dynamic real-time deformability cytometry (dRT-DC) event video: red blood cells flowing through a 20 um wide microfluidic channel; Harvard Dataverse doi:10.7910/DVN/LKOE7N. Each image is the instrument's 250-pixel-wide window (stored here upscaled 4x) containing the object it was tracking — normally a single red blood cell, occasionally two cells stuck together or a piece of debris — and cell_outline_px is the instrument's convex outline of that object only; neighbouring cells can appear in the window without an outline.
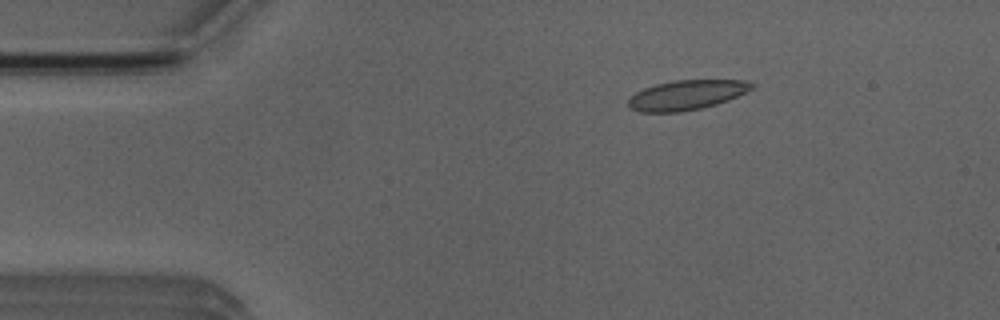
{"species": "Egyptian fruit bat (a non-hibernating species)", "species_latin": "Rousettus aegyptiacus", "temperature_condition": "room temperature", "stored_images_in_passage": 5, "camera_frame_rate_fps": 3000, "um_per_image_px": 0.085, "animal": {"sex": "male"}, "frame": {"image": 1, "passage_image": 1, "time_ms": 0.0, "image_size_px": [1000, 320], "cell_outline_px": [[756, 84], [752, 88], [728, 100], [716, 104], [700, 108], [680, 112], [640, 112], [632, 108], [628, 104], [628, 100], [636, 92], [644, 88], [656, 84], [672, 80], [744, 80]], "centroid_in_image_um": [58.35, 8.07], "position_along_channel_um": 26.6, "area_um2": 21.15}}
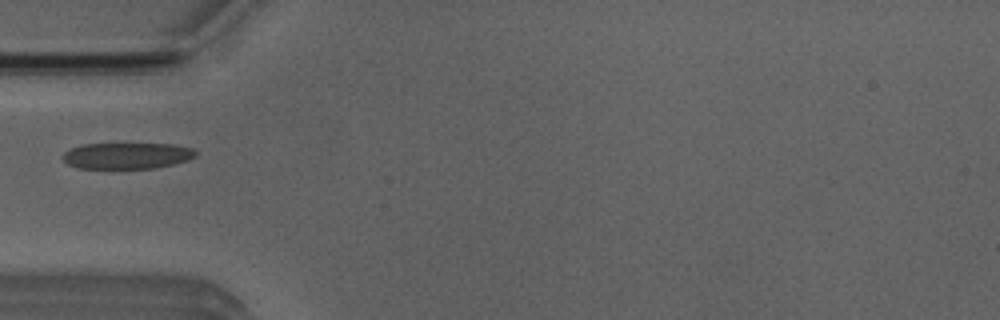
{"frame": {"image": 2, "passage_image": 3, "time_ms": 2.667, "image_size_px": [1000, 320], "cell_outline_px": [[196, 156], [188, 160], [156, 168], [76, 168], [68, 164], [60, 156], [68, 148], [80, 144], [176, 144], [192, 148], [196, 152]], "centroid_in_image_um": [10.75, 13.23], "position_along_channel_um": 74.3, "area_um2": 20.46}}